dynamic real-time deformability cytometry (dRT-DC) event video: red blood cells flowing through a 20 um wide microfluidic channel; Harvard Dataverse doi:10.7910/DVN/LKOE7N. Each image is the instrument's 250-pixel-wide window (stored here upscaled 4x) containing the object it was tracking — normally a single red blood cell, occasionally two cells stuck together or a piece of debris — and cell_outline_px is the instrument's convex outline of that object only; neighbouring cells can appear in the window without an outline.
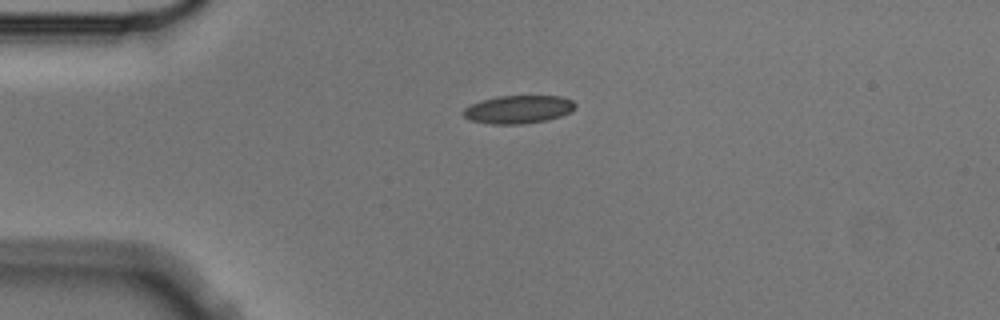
{"species": "Egyptian fruit bat (a non-hibernating species)", "species_latin": "Rousettus aegyptiacus", "temperature_condition": "cold", "stored_images_in_passage": 3, "camera_frame_rate_fps": 3000, "um_per_image_px": 0.085, "animal": {"sex": "male"}, "frame": {"image": 1, "passage_image": 1, "time_ms": 0.0, "image_size_px": [1000, 320], "cell_outline_px": [[576, 108], [572, 112], [548, 120], [524, 124], [492, 124], [468, 120], [464, 116], [464, 108], [480, 100], [496, 96], [560, 96], [572, 100], [576, 104]], "centroid_in_image_um": [44.08, 9.3], "position_along_channel_um": 40.9, "area_um2": 18.5}}
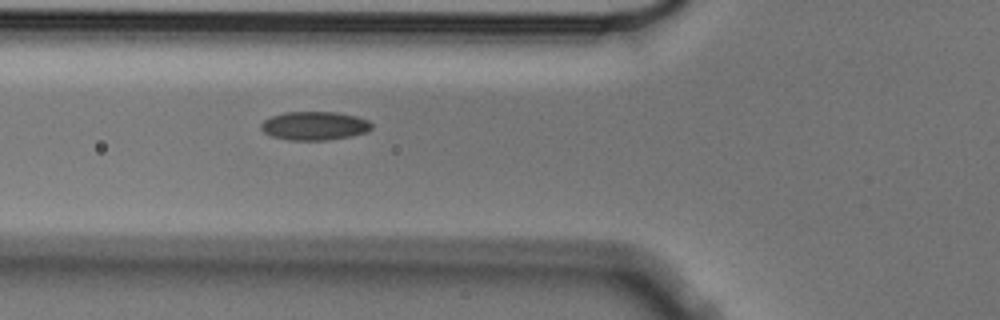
{"frame": {"image": 2, "passage_image": 3, "time_ms": 0.667, "image_size_px": [1000, 320], "cell_outline_px": [[372, 128], [368, 132], [352, 136], [324, 140], [288, 140], [272, 136], [264, 132], [260, 128], [260, 124], [264, 120], [272, 116], [284, 112], [336, 112], [356, 116], [368, 120], [372, 124]], "centroid_in_image_um": [26.74, 10.69], "position_along_channel_um": 99.1, "area_um2": 18.5}}